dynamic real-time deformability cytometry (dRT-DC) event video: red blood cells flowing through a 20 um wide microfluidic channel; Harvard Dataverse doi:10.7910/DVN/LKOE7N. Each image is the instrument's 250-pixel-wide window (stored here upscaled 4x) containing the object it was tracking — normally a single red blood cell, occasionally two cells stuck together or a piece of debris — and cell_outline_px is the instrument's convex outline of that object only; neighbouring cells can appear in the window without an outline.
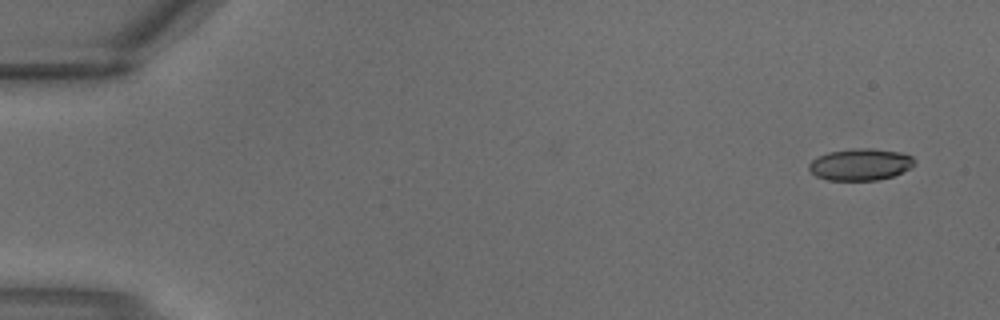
{"species": "common noctule bat (a hibernating species)", "species_latin": "Nyctalus noctula", "temperature_condition": "warm", "stored_images_in_passage": 2, "camera_frame_rate_fps": 3000, "um_per_image_px": 0.085, "animal": {"sex": "male", "body_mass_g": 18.8}, "frame": {"image": 1, "passage_image": 2, "time_ms": 0.333, "image_size_px": [1000, 320], "cell_outline_px": [[916, 164], [912, 168], [892, 176], [876, 180], [828, 180], [816, 176], [808, 168], [808, 164], [812, 160], [828, 152], [852, 148], [872, 148], [900, 152], [912, 156], [916, 160]], "centroid_in_image_um": [73.17, 13.97], "position_along_channel_um": 11.8, "area_um2": 19.65}}